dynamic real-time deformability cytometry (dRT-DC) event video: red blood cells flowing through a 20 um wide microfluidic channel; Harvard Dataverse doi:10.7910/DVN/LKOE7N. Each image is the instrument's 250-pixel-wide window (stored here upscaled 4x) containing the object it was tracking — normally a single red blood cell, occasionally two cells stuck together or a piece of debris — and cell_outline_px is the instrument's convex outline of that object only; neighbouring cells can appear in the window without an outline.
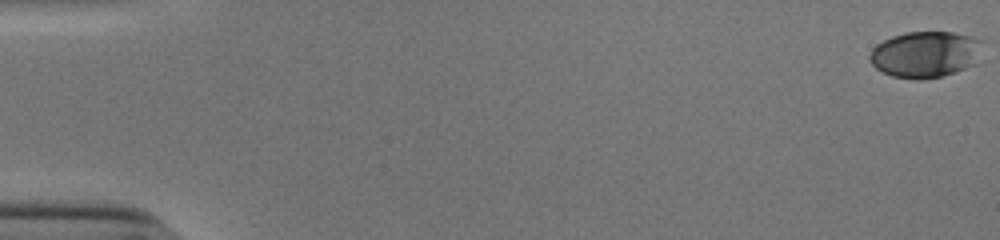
{"species": "human", "species_latin": "Homo sapiens", "temperature_condition": "cold", "stored_images_in_passage": 49, "camera_frame_rate_fps": 3000, "um_per_image_px": 0.085, "donor": {"sex": "male"}, "frame": {"image": 1, "passage_image": 1, "time_ms": 0.0, "image_size_px": [1000, 240], "cell_outline_px": [[984, 40], [976, 64], [940, 76], [916, 80], [892, 76], [876, 68], [868, 60], [868, 56], [872, 48], [876, 44], [892, 36], [904, 32], [952, 32], [972, 36]], "centroid_in_image_um": [78.64, 4.6], "position_along_channel_um": 6.4, "area_um2": 30.58}}
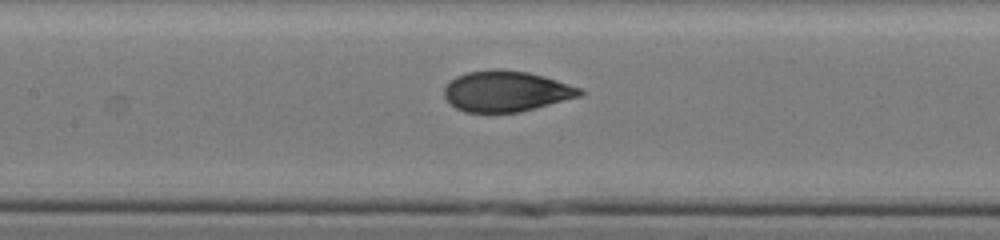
{"frame": {"image": 2, "passage_image": 27, "time_ms": 8.667, "image_size_px": [1000, 240], "cell_outline_px": [[584, 92], [580, 96], [520, 112], [464, 112], [456, 108], [444, 96], [444, 88], [456, 76], [468, 72], [492, 68], [500, 68], [528, 72], [544, 76], [580, 88]], "centroid_in_image_um": [43.01, 7.74], "position_along_channel_um": 164.4, "area_um2": 32.08}}
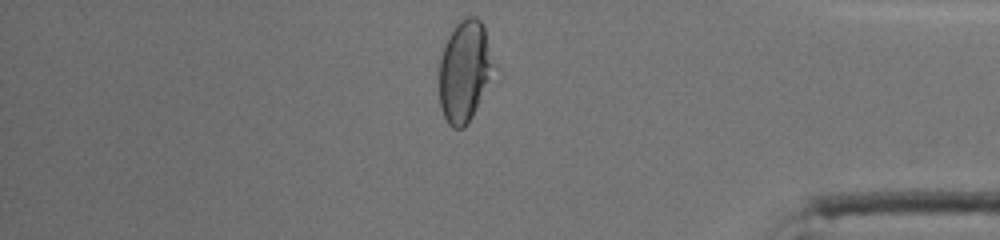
{"frame": {"image": 3, "passage_image": 47, "time_ms": 15.333, "image_size_px": [1000, 240], "cell_outline_px": [[496, 64], [472, 116], [464, 128], [452, 128], [448, 124], [440, 108], [440, 60], [448, 36], [460, 16], [476, 16], [484, 24]], "centroid_in_image_um": [39.5, 5.97], "position_along_channel_um": 395.7, "area_um2": 32.25}, "authors_computed_cell_mechanics": {"area_um2": 32.079, "velocity_mm_per_s": 3.858, "shape_relaxation_time_tau1_ms": 5.4872, "shape_relaxation_time_tau2_ms": 0.787, "deformation_change_tau1": 0.1874, "deformation_change_tau2": 0.0466}}